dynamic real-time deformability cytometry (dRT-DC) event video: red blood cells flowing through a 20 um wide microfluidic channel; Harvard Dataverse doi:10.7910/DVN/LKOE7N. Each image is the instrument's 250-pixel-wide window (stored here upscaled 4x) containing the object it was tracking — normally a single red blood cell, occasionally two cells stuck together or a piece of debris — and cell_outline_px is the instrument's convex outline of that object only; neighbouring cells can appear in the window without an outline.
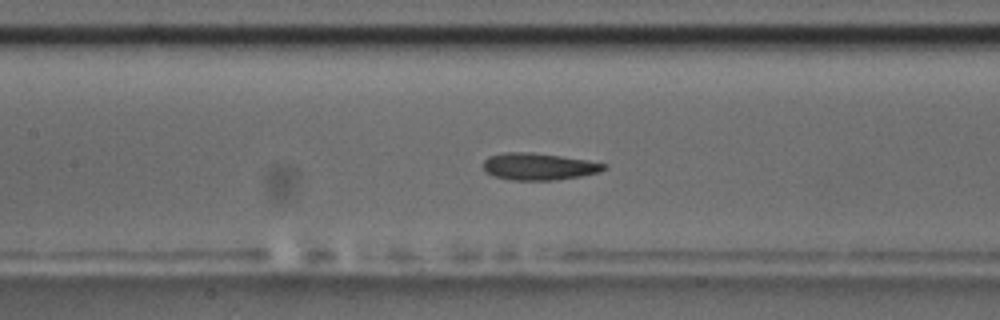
{"species": "common noctule bat (a hibernating species)", "species_latin": "Nyctalus noctula", "temperature_condition": "room temperature", "stored_images_in_passage": 56, "camera_frame_rate_fps": 3000, "um_per_image_px": 0.085, "animal": {"sex": "male", "body_mass_g": 17.5, "forearm_length_mm": 52.3}, "frame": {"image": 1, "passage_image": 25, "time_ms": 8.0, "image_size_px": [1000, 320], "cell_outline_px": [[608, 168], [600, 172], [580, 176], [552, 180], [512, 180], [496, 176], [484, 172], [484, 160], [488, 156], [504, 152], [532, 152], [588, 160], [608, 164]], "centroid_in_image_um": [45.81, 14.14], "position_along_channel_um": 161.6, "area_um2": 19.02}, "authors_computed_cell_mechanics": {"area_um2": 18.9873, "velocity_mm_per_s": 3.5637, "shape_relaxation_time_tau1_ms": 5.4303, "shape_relaxation_time_tau2_ms": 2.4625, "deformation_change_tau1": 0.1462, "deformation_change_tau2": 0.0918}}